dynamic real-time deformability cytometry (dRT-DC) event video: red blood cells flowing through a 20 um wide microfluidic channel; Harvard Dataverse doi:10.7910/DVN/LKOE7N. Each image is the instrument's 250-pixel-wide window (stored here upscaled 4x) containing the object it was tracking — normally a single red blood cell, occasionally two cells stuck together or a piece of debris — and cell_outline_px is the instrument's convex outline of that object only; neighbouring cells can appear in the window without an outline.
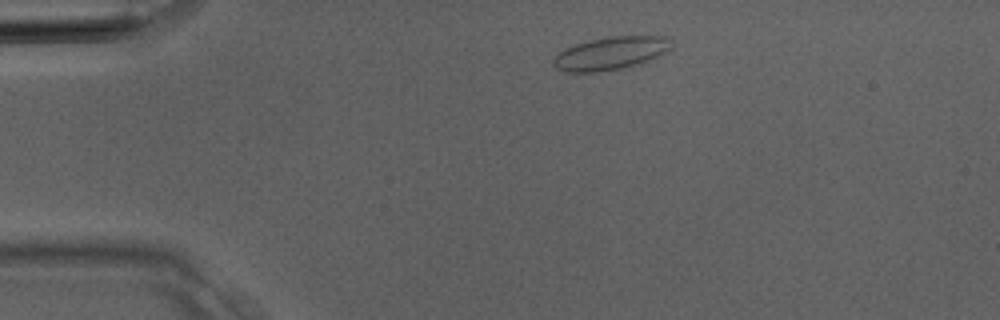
{"species": "Egyptian fruit bat (a non-hibernating species)", "species_latin": "Rousettus aegyptiacus", "temperature_condition": "room temperature", "stored_images_in_passage": 2, "camera_frame_rate_fps": 3000, "um_per_image_px": 0.085, "animal": {"sex": "male"}, "frame": {"image": 1, "passage_image": 1, "time_ms": 0.0, "image_size_px": [1000, 320], "cell_outline_px": [[672, 48], [648, 60], [636, 64], [620, 68], [600, 72], [568, 72], [556, 68], [552, 64], [552, 60], [564, 48], [588, 40], [608, 36], [672, 36]], "centroid_in_image_um": [51.91, 4.51], "position_along_channel_um": 33.1, "area_um2": 22.66}}